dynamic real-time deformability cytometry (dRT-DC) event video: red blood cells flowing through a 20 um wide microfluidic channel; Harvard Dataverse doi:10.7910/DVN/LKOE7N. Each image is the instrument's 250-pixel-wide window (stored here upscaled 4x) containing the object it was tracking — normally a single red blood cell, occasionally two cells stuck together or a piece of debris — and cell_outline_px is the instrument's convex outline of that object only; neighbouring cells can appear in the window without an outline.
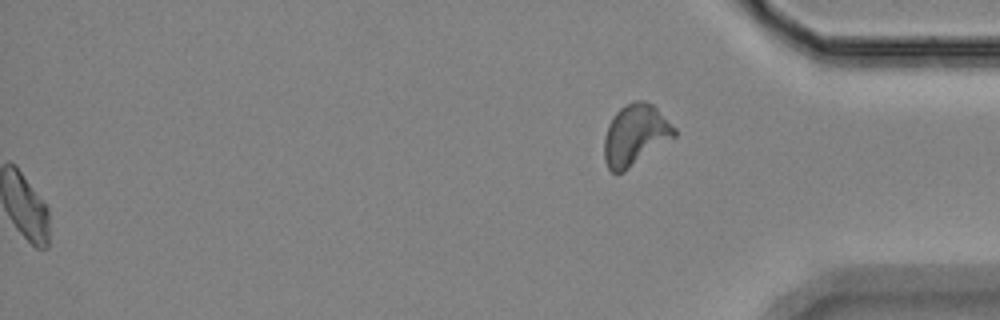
{"species": "Egyptian fruit bat (a non-hibernating species)", "species_latin": "Rousettus aegyptiacus", "temperature_condition": "room temperature", "stored_images_in_passage": 52, "segment_of_instrument_passage": [2, 2], "camera_frame_rate_fps": 3000, "um_per_image_px": 0.085, "animal": {"sex": "female"}, "frame": {"image": 1, "passage_image": 52, "time_ms": 17.0, "image_size_px": [1000, 320], "cell_outline_px": [[676, 136], [624, 172], [612, 172], [608, 168], [604, 160], [604, 140], [608, 124], [612, 116], [624, 104], [636, 100], [644, 100], [652, 104], [676, 128]], "centroid_in_image_um": [53.99, 11.46], "position_along_channel_um": 381.2, "area_um2": 24.97}}